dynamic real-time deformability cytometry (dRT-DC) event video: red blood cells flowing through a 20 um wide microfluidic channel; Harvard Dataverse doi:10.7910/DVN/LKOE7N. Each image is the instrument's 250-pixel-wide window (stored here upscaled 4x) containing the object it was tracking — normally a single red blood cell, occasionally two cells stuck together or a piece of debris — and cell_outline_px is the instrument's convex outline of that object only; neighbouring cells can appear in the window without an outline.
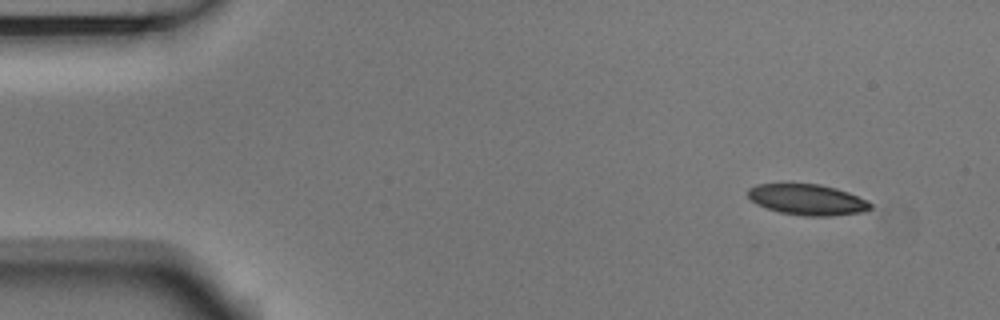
{"species": "Egyptian fruit bat (a non-hibernating species)", "species_latin": "Rousettus aegyptiacus", "temperature_condition": "room temperature", "stored_images_in_passage": 50, "camera_frame_rate_fps": 3000, "um_per_image_px": 0.085, "animal": {"sex": "male"}, "frame": {"image": 1, "passage_image": 1, "time_ms": 0.0, "image_size_px": [1000, 320], "cell_outline_px": [[872, 208], [864, 212], [832, 216], [804, 216], [780, 212], [756, 204], [748, 196], [748, 188], [756, 184], [820, 184], [836, 188], [848, 192], [868, 200], [872, 204]], "centroid_in_image_um": [68.66, 16.97], "position_along_channel_um": 16.3, "area_um2": 22.08}}
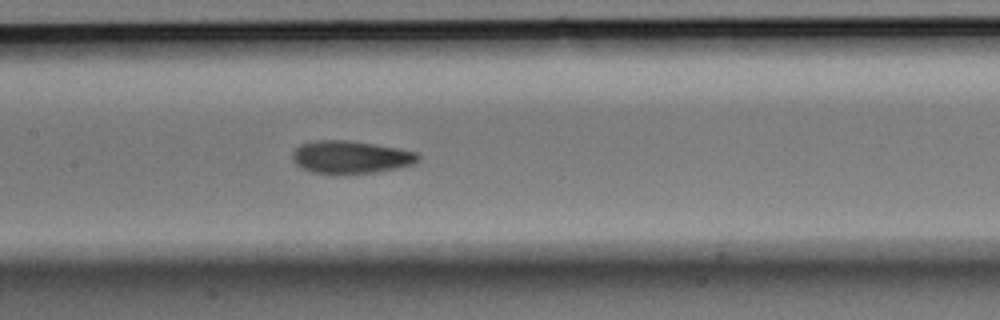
{"frame": {"image": 2, "passage_image": 22, "time_ms": 7.0, "image_size_px": [1000, 320], "cell_outline_px": [[420, 160], [416, 164], [400, 168], [376, 172], [336, 176], [332, 176], [312, 172], [300, 168], [292, 160], [292, 152], [300, 144], [316, 140], [348, 140], [376, 144], [416, 152], [420, 156]], "centroid_in_image_um": [29.8, 13.39], "position_along_channel_um": 177.6, "area_um2": 24.8}}
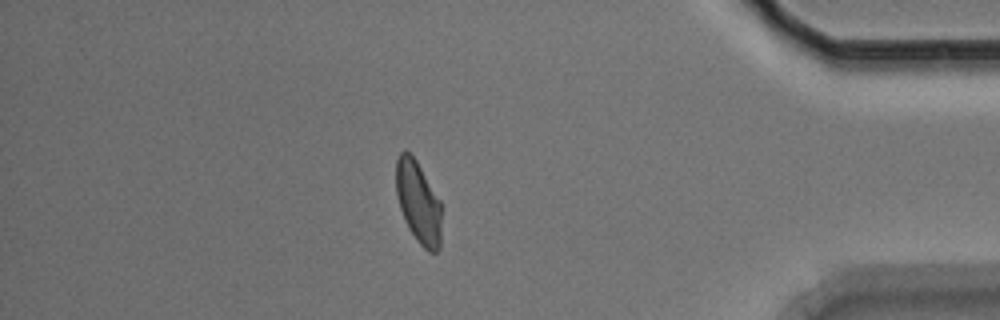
{"frame": {"image": 3, "passage_image": 43, "time_ms": 14.0, "image_size_px": [1000, 320], "cell_outline_px": [[440, 248], [436, 252], [428, 252], [416, 240], [408, 228], [400, 208], [396, 196], [396, 160], [400, 152], [404, 148], [416, 160], [440, 200]], "centroid_in_image_um": [35.53, 17.19], "position_along_channel_um": 399.7, "area_um2": 21.68}, "authors_computed_cell_mechanics": {"area_um2": 23.0044, "velocity_mm_per_s": 3.7003, "shape_relaxation_time_tau1_ms": 7.1251, "shape_relaxation_time_tau2_ms": 2.5405, "deformation_change_tau1": 0.1676, "deformation_change_tau2": 0.0803}}